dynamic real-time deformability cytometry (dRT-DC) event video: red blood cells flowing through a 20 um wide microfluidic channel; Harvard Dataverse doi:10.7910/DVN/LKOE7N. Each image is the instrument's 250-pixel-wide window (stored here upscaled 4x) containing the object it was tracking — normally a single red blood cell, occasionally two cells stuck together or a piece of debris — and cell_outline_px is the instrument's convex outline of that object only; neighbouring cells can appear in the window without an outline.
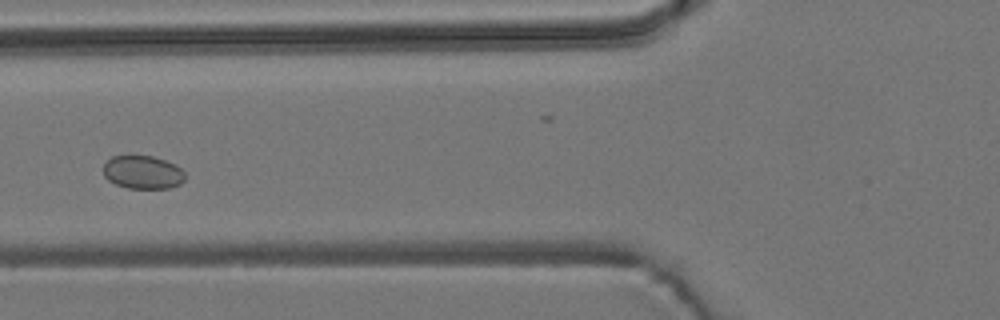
{"species": "common noctule bat (a hibernating species)", "species_latin": "Nyctalus noctula", "temperature_condition": "room temperature", "stored_images_in_passage": 7, "camera_frame_rate_fps": 3000, "um_per_image_px": 0.085, "animal": {"sex": "male", "body_mass_g": 19.2, "forearm_length_mm": 51.8}, "frame": {"image": 1, "passage_image": 4, "time_ms": 3.667, "image_size_px": [1000, 320], "cell_outline_px": [[184, 180], [180, 184], [168, 188], [128, 188], [116, 184], [108, 180], [104, 176], [104, 164], [112, 156], [128, 152], [152, 156], [164, 160], [180, 168], [184, 172]], "centroid_in_image_um": [12.08, 14.59], "position_along_channel_um": 113.7, "area_um2": 16.18}}
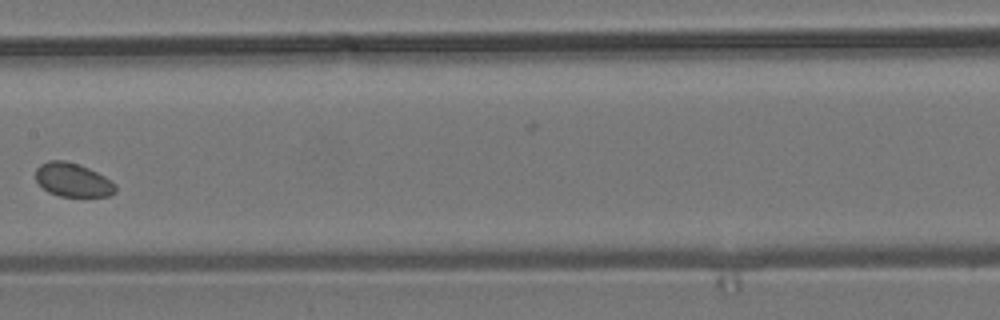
{"frame": {"image": 2, "passage_image": 6, "time_ms": 6.0, "image_size_px": [1000, 320], "cell_outline_px": [[116, 192], [108, 196], [60, 196], [48, 192], [36, 180], [36, 168], [40, 164], [48, 160], [64, 160], [88, 168], [104, 176], [116, 184]], "centroid_in_image_um": [6.18, 15.29], "position_along_channel_um": 201.2, "area_um2": 15.55}}
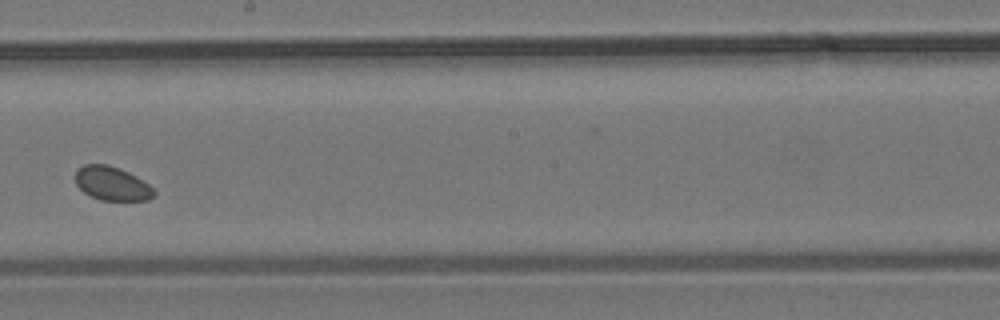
{"frame": {"image": 3, "passage_image": 7, "time_ms": 7.0, "image_size_px": [1000, 320], "cell_outline_px": [[156, 196], [148, 200], [100, 200], [84, 192], [76, 184], [76, 168], [84, 164], [108, 164], [120, 168], [128, 172], [148, 184], [156, 192]], "centroid_in_image_um": [9.51, 15.59], "position_along_channel_um": 238.7, "area_um2": 15.49}}